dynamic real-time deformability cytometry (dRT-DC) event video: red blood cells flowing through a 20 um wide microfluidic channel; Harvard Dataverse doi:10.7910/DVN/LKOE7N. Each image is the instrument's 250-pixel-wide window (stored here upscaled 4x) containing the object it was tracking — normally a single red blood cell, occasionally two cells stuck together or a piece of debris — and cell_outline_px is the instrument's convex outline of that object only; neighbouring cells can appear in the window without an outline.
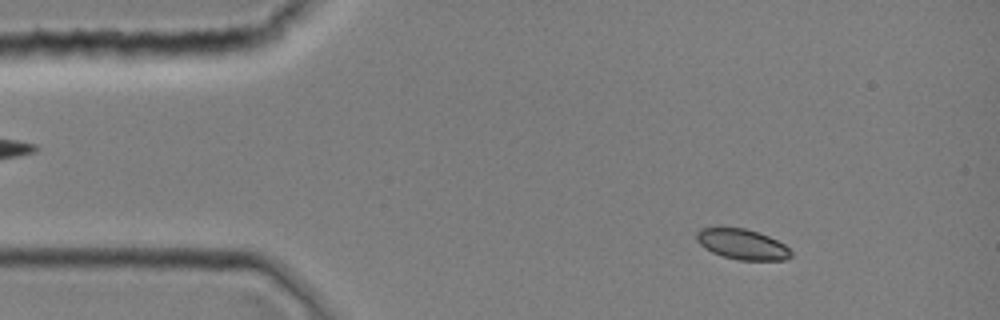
{"species": "common noctule bat (a hibernating species)", "species_latin": "Nyctalus noctula", "temperature_condition": "room temperature", "stored_images_in_passage": 12, "camera_frame_rate_fps": 3000, "um_per_image_px": 0.085, "animal": {"sex": "female", "body_mass_g": 19.0, "forearm_length_mm": 51.5}, "frame": {"image": 1, "passage_image": 6, "time_ms": 1.667, "image_size_px": [1000, 320], "cell_outline_px": [[792, 256], [784, 260], [740, 260], [724, 256], [712, 252], [704, 248], [696, 240], [696, 232], [700, 228], [744, 228], [768, 236], [784, 244], [792, 252]], "centroid_in_image_um": [63.08, 20.77], "position_along_channel_um": 21.9, "area_um2": 16.53}}
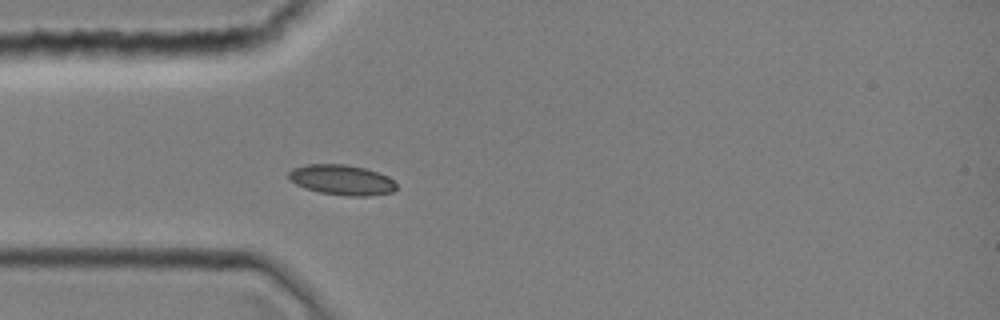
{"frame": {"image": 2, "passage_image": 12, "time_ms": 3.667, "image_size_px": [1000, 320], "cell_outline_px": [[396, 188], [392, 192], [368, 196], [348, 196], [320, 192], [304, 188], [296, 184], [288, 176], [288, 172], [292, 168], [308, 164], [344, 164], [364, 168], [388, 176], [396, 184]], "centroid_in_image_um": [29.04, 15.29], "position_along_channel_um": 56.0, "area_um2": 18.84}}